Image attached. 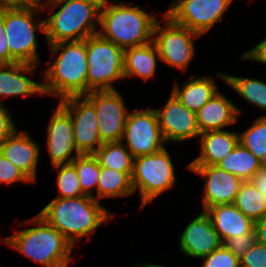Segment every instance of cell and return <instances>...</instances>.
<instances>
[{
	"mask_svg": "<svg viewBox=\"0 0 266 267\" xmlns=\"http://www.w3.org/2000/svg\"><path fill=\"white\" fill-rule=\"evenodd\" d=\"M100 203L87 195L75 198L55 197L38 214L74 247L75 243L86 236L90 240L101 224L114 218V214Z\"/></svg>",
	"mask_w": 266,
	"mask_h": 267,
	"instance_id": "obj_1",
	"label": "cell"
},
{
	"mask_svg": "<svg viewBox=\"0 0 266 267\" xmlns=\"http://www.w3.org/2000/svg\"><path fill=\"white\" fill-rule=\"evenodd\" d=\"M51 58L42 72L44 95L60 97L87 94V55L85 40L48 44ZM58 54V55H57Z\"/></svg>",
	"mask_w": 266,
	"mask_h": 267,
	"instance_id": "obj_2",
	"label": "cell"
},
{
	"mask_svg": "<svg viewBox=\"0 0 266 267\" xmlns=\"http://www.w3.org/2000/svg\"><path fill=\"white\" fill-rule=\"evenodd\" d=\"M103 0H47L42 10L50 9L44 19L48 44L80 41L98 34ZM60 7L59 9H57ZM57 9L58 11H54ZM98 25V26H97Z\"/></svg>",
	"mask_w": 266,
	"mask_h": 267,
	"instance_id": "obj_3",
	"label": "cell"
},
{
	"mask_svg": "<svg viewBox=\"0 0 266 267\" xmlns=\"http://www.w3.org/2000/svg\"><path fill=\"white\" fill-rule=\"evenodd\" d=\"M158 18L138 5L103 0L100 9L98 34L126 49L153 41V29Z\"/></svg>",
	"mask_w": 266,
	"mask_h": 267,
	"instance_id": "obj_4",
	"label": "cell"
},
{
	"mask_svg": "<svg viewBox=\"0 0 266 267\" xmlns=\"http://www.w3.org/2000/svg\"><path fill=\"white\" fill-rule=\"evenodd\" d=\"M26 224L36 226L1 238L0 243L12 247L44 267H69V262L73 259L72 244L39 214Z\"/></svg>",
	"mask_w": 266,
	"mask_h": 267,
	"instance_id": "obj_5",
	"label": "cell"
},
{
	"mask_svg": "<svg viewBox=\"0 0 266 267\" xmlns=\"http://www.w3.org/2000/svg\"><path fill=\"white\" fill-rule=\"evenodd\" d=\"M43 10L38 7L3 6V22L9 50L10 64L38 65L36 31L44 34V19L36 21L35 14Z\"/></svg>",
	"mask_w": 266,
	"mask_h": 267,
	"instance_id": "obj_6",
	"label": "cell"
},
{
	"mask_svg": "<svg viewBox=\"0 0 266 267\" xmlns=\"http://www.w3.org/2000/svg\"><path fill=\"white\" fill-rule=\"evenodd\" d=\"M87 55V94L116 90L115 81L124 78V49L99 34L85 39Z\"/></svg>",
	"mask_w": 266,
	"mask_h": 267,
	"instance_id": "obj_7",
	"label": "cell"
},
{
	"mask_svg": "<svg viewBox=\"0 0 266 267\" xmlns=\"http://www.w3.org/2000/svg\"><path fill=\"white\" fill-rule=\"evenodd\" d=\"M174 164L168 150H162L134 158L131 182L134 193L141 196V210L161 193L174 187L176 180Z\"/></svg>",
	"mask_w": 266,
	"mask_h": 267,
	"instance_id": "obj_8",
	"label": "cell"
},
{
	"mask_svg": "<svg viewBox=\"0 0 266 267\" xmlns=\"http://www.w3.org/2000/svg\"><path fill=\"white\" fill-rule=\"evenodd\" d=\"M163 17L164 25L157 20L153 29V42L160 62L185 72L195 57L194 40L201 35L173 22L165 14Z\"/></svg>",
	"mask_w": 266,
	"mask_h": 267,
	"instance_id": "obj_9",
	"label": "cell"
},
{
	"mask_svg": "<svg viewBox=\"0 0 266 267\" xmlns=\"http://www.w3.org/2000/svg\"><path fill=\"white\" fill-rule=\"evenodd\" d=\"M233 0H174L164 12L173 22L203 35L222 21Z\"/></svg>",
	"mask_w": 266,
	"mask_h": 267,
	"instance_id": "obj_10",
	"label": "cell"
},
{
	"mask_svg": "<svg viewBox=\"0 0 266 267\" xmlns=\"http://www.w3.org/2000/svg\"><path fill=\"white\" fill-rule=\"evenodd\" d=\"M121 141L126 142L125 147L134 158L162 150L165 147V141L155 109L130 111Z\"/></svg>",
	"mask_w": 266,
	"mask_h": 267,
	"instance_id": "obj_11",
	"label": "cell"
},
{
	"mask_svg": "<svg viewBox=\"0 0 266 267\" xmlns=\"http://www.w3.org/2000/svg\"><path fill=\"white\" fill-rule=\"evenodd\" d=\"M84 96L95 107L102 142L121 141L130 112L125 105L123 95L116 89L91 91Z\"/></svg>",
	"mask_w": 266,
	"mask_h": 267,
	"instance_id": "obj_12",
	"label": "cell"
},
{
	"mask_svg": "<svg viewBox=\"0 0 266 267\" xmlns=\"http://www.w3.org/2000/svg\"><path fill=\"white\" fill-rule=\"evenodd\" d=\"M59 105L70 115L76 149L80 154H93L102 144L94 105L84 96H69Z\"/></svg>",
	"mask_w": 266,
	"mask_h": 267,
	"instance_id": "obj_13",
	"label": "cell"
},
{
	"mask_svg": "<svg viewBox=\"0 0 266 267\" xmlns=\"http://www.w3.org/2000/svg\"><path fill=\"white\" fill-rule=\"evenodd\" d=\"M165 143L199 138L196 113L190 111L171 92L165 106L155 109Z\"/></svg>",
	"mask_w": 266,
	"mask_h": 267,
	"instance_id": "obj_14",
	"label": "cell"
},
{
	"mask_svg": "<svg viewBox=\"0 0 266 267\" xmlns=\"http://www.w3.org/2000/svg\"><path fill=\"white\" fill-rule=\"evenodd\" d=\"M187 168L204 178L202 211L217 205L234 203L243 182L240 178L217 165H188Z\"/></svg>",
	"mask_w": 266,
	"mask_h": 267,
	"instance_id": "obj_15",
	"label": "cell"
},
{
	"mask_svg": "<svg viewBox=\"0 0 266 267\" xmlns=\"http://www.w3.org/2000/svg\"><path fill=\"white\" fill-rule=\"evenodd\" d=\"M46 132V145L53 167L71 163L80 155L75 145L72 119L59 104L46 126Z\"/></svg>",
	"mask_w": 266,
	"mask_h": 267,
	"instance_id": "obj_16",
	"label": "cell"
},
{
	"mask_svg": "<svg viewBox=\"0 0 266 267\" xmlns=\"http://www.w3.org/2000/svg\"><path fill=\"white\" fill-rule=\"evenodd\" d=\"M179 240L180 251L190 258L200 259L223 245L211 218L205 211H201L187 224Z\"/></svg>",
	"mask_w": 266,
	"mask_h": 267,
	"instance_id": "obj_17",
	"label": "cell"
},
{
	"mask_svg": "<svg viewBox=\"0 0 266 267\" xmlns=\"http://www.w3.org/2000/svg\"><path fill=\"white\" fill-rule=\"evenodd\" d=\"M40 146L27 131L16 129L0 143V152L32 182H36Z\"/></svg>",
	"mask_w": 266,
	"mask_h": 267,
	"instance_id": "obj_18",
	"label": "cell"
},
{
	"mask_svg": "<svg viewBox=\"0 0 266 267\" xmlns=\"http://www.w3.org/2000/svg\"><path fill=\"white\" fill-rule=\"evenodd\" d=\"M36 68L37 65L34 64H0V98L3 100L8 96L44 95L42 83L29 77L30 74H34Z\"/></svg>",
	"mask_w": 266,
	"mask_h": 267,
	"instance_id": "obj_19",
	"label": "cell"
},
{
	"mask_svg": "<svg viewBox=\"0 0 266 267\" xmlns=\"http://www.w3.org/2000/svg\"><path fill=\"white\" fill-rule=\"evenodd\" d=\"M241 109L218 91L197 112L196 120L200 133L224 130L238 120Z\"/></svg>",
	"mask_w": 266,
	"mask_h": 267,
	"instance_id": "obj_20",
	"label": "cell"
},
{
	"mask_svg": "<svg viewBox=\"0 0 266 267\" xmlns=\"http://www.w3.org/2000/svg\"><path fill=\"white\" fill-rule=\"evenodd\" d=\"M205 212L211 218L213 227L223 243L229 238L250 233L254 229V222L234 204L217 205Z\"/></svg>",
	"mask_w": 266,
	"mask_h": 267,
	"instance_id": "obj_21",
	"label": "cell"
},
{
	"mask_svg": "<svg viewBox=\"0 0 266 267\" xmlns=\"http://www.w3.org/2000/svg\"><path fill=\"white\" fill-rule=\"evenodd\" d=\"M200 155L188 165H216L239 143L237 132L216 130L199 135Z\"/></svg>",
	"mask_w": 266,
	"mask_h": 267,
	"instance_id": "obj_22",
	"label": "cell"
},
{
	"mask_svg": "<svg viewBox=\"0 0 266 267\" xmlns=\"http://www.w3.org/2000/svg\"><path fill=\"white\" fill-rule=\"evenodd\" d=\"M218 91V85L212 76L191 75L182 88L175 81L171 92L190 111L196 113Z\"/></svg>",
	"mask_w": 266,
	"mask_h": 267,
	"instance_id": "obj_23",
	"label": "cell"
},
{
	"mask_svg": "<svg viewBox=\"0 0 266 267\" xmlns=\"http://www.w3.org/2000/svg\"><path fill=\"white\" fill-rule=\"evenodd\" d=\"M158 49L153 41L124 49V78L139 77L148 81L156 72Z\"/></svg>",
	"mask_w": 266,
	"mask_h": 267,
	"instance_id": "obj_24",
	"label": "cell"
},
{
	"mask_svg": "<svg viewBox=\"0 0 266 267\" xmlns=\"http://www.w3.org/2000/svg\"><path fill=\"white\" fill-rule=\"evenodd\" d=\"M216 165L222 170L234 174L242 181H251L253 176L264 166L240 143Z\"/></svg>",
	"mask_w": 266,
	"mask_h": 267,
	"instance_id": "obj_25",
	"label": "cell"
},
{
	"mask_svg": "<svg viewBox=\"0 0 266 267\" xmlns=\"http://www.w3.org/2000/svg\"><path fill=\"white\" fill-rule=\"evenodd\" d=\"M133 172H120L106 167H100L99 181L95 200L128 197L134 194L131 176Z\"/></svg>",
	"mask_w": 266,
	"mask_h": 267,
	"instance_id": "obj_26",
	"label": "cell"
},
{
	"mask_svg": "<svg viewBox=\"0 0 266 267\" xmlns=\"http://www.w3.org/2000/svg\"><path fill=\"white\" fill-rule=\"evenodd\" d=\"M216 76L226 82L247 103L266 111V83L262 79L228 75L222 72H218Z\"/></svg>",
	"mask_w": 266,
	"mask_h": 267,
	"instance_id": "obj_27",
	"label": "cell"
},
{
	"mask_svg": "<svg viewBox=\"0 0 266 267\" xmlns=\"http://www.w3.org/2000/svg\"><path fill=\"white\" fill-rule=\"evenodd\" d=\"M123 141L105 142L93 154L100 167L120 172H133L134 157Z\"/></svg>",
	"mask_w": 266,
	"mask_h": 267,
	"instance_id": "obj_28",
	"label": "cell"
},
{
	"mask_svg": "<svg viewBox=\"0 0 266 267\" xmlns=\"http://www.w3.org/2000/svg\"><path fill=\"white\" fill-rule=\"evenodd\" d=\"M253 222L266 217V197L252 181H243L233 203Z\"/></svg>",
	"mask_w": 266,
	"mask_h": 267,
	"instance_id": "obj_29",
	"label": "cell"
},
{
	"mask_svg": "<svg viewBox=\"0 0 266 267\" xmlns=\"http://www.w3.org/2000/svg\"><path fill=\"white\" fill-rule=\"evenodd\" d=\"M78 173L79 184L84 195L95 199L100 175V165L94 154H80L71 162Z\"/></svg>",
	"mask_w": 266,
	"mask_h": 267,
	"instance_id": "obj_30",
	"label": "cell"
},
{
	"mask_svg": "<svg viewBox=\"0 0 266 267\" xmlns=\"http://www.w3.org/2000/svg\"><path fill=\"white\" fill-rule=\"evenodd\" d=\"M239 143L266 165V116H259L244 132L238 133Z\"/></svg>",
	"mask_w": 266,
	"mask_h": 267,
	"instance_id": "obj_31",
	"label": "cell"
},
{
	"mask_svg": "<svg viewBox=\"0 0 266 267\" xmlns=\"http://www.w3.org/2000/svg\"><path fill=\"white\" fill-rule=\"evenodd\" d=\"M58 170L57 186L59 195L57 198H75L84 196L82 193L78 173L72 163L54 166Z\"/></svg>",
	"mask_w": 266,
	"mask_h": 267,
	"instance_id": "obj_32",
	"label": "cell"
},
{
	"mask_svg": "<svg viewBox=\"0 0 266 267\" xmlns=\"http://www.w3.org/2000/svg\"><path fill=\"white\" fill-rule=\"evenodd\" d=\"M202 259L204 261L201 267H240V258L224 245Z\"/></svg>",
	"mask_w": 266,
	"mask_h": 267,
	"instance_id": "obj_33",
	"label": "cell"
},
{
	"mask_svg": "<svg viewBox=\"0 0 266 267\" xmlns=\"http://www.w3.org/2000/svg\"><path fill=\"white\" fill-rule=\"evenodd\" d=\"M17 182L32 183L20 169L0 152V184L11 185Z\"/></svg>",
	"mask_w": 266,
	"mask_h": 267,
	"instance_id": "obj_34",
	"label": "cell"
},
{
	"mask_svg": "<svg viewBox=\"0 0 266 267\" xmlns=\"http://www.w3.org/2000/svg\"><path fill=\"white\" fill-rule=\"evenodd\" d=\"M256 242V233L253 229L250 233L238 235L227 239L223 245L229 249L234 255L240 258L250 247Z\"/></svg>",
	"mask_w": 266,
	"mask_h": 267,
	"instance_id": "obj_35",
	"label": "cell"
},
{
	"mask_svg": "<svg viewBox=\"0 0 266 267\" xmlns=\"http://www.w3.org/2000/svg\"><path fill=\"white\" fill-rule=\"evenodd\" d=\"M240 267H266V246L255 242L240 257Z\"/></svg>",
	"mask_w": 266,
	"mask_h": 267,
	"instance_id": "obj_36",
	"label": "cell"
},
{
	"mask_svg": "<svg viewBox=\"0 0 266 267\" xmlns=\"http://www.w3.org/2000/svg\"><path fill=\"white\" fill-rule=\"evenodd\" d=\"M17 129L13 118L3 101H0V143Z\"/></svg>",
	"mask_w": 266,
	"mask_h": 267,
	"instance_id": "obj_37",
	"label": "cell"
},
{
	"mask_svg": "<svg viewBox=\"0 0 266 267\" xmlns=\"http://www.w3.org/2000/svg\"><path fill=\"white\" fill-rule=\"evenodd\" d=\"M242 59L266 65V38L240 56Z\"/></svg>",
	"mask_w": 266,
	"mask_h": 267,
	"instance_id": "obj_38",
	"label": "cell"
},
{
	"mask_svg": "<svg viewBox=\"0 0 266 267\" xmlns=\"http://www.w3.org/2000/svg\"><path fill=\"white\" fill-rule=\"evenodd\" d=\"M0 64H10V50L4 31L3 6H0Z\"/></svg>",
	"mask_w": 266,
	"mask_h": 267,
	"instance_id": "obj_39",
	"label": "cell"
},
{
	"mask_svg": "<svg viewBox=\"0 0 266 267\" xmlns=\"http://www.w3.org/2000/svg\"><path fill=\"white\" fill-rule=\"evenodd\" d=\"M0 0V6L38 7L41 8L47 0Z\"/></svg>",
	"mask_w": 266,
	"mask_h": 267,
	"instance_id": "obj_40",
	"label": "cell"
},
{
	"mask_svg": "<svg viewBox=\"0 0 266 267\" xmlns=\"http://www.w3.org/2000/svg\"><path fill=\"white\" fill-rule=\"evenodd\" d=\"M256 242L266 246V217L254 222Z\"/></svg>",
	"mask_w": 266,
	"mask_h": 267,
	"instance_id": "obj_41",
	"label": "cell"
},
{
	"mask_svg": "<svg viewBox=\"0 0 266 267\" xmlns=\"http://www.w3.org/2000/svg\"><path fill=\"white\" fill-rule=\"evenodd\" d=\"M251 181L266 197V165L253 176Z\"/></svg>",
	"mask_w": 266,
	"mask_h": 267,
	"instance_id": "obj_42",
	"label": "cell"
},
{
	"mask_svg": "<svg viewBox=\"0 0 266 267\" xmlns=\"http://www.w3.org/2000/svg\"><path fill=\"white\" fill-rule=\"evenodd\" d=\"M133 267H168V266H163V265H157V264H150V263H139V264H136L134 265Z\"/></svg>",
	"mask_w": 266,
	"mask_h": 267,
	"instance_id": "obj_43",
	"label": "cell"
}]
</instances>
